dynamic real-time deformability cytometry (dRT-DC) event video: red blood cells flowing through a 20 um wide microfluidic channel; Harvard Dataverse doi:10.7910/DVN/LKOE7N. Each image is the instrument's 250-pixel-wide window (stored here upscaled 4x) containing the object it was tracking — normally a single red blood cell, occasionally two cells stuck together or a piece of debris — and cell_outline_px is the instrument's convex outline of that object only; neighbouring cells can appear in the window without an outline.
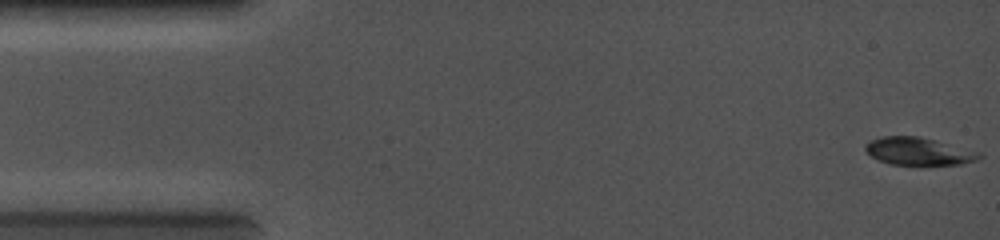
{"species": "common noctule bat (a hibernating species)", "species_latin": "Nyctalus noctula", "temperature_condition": "cold", "stored_images_in_passage": 31, "camera_frame_rate_fps": 5000, "um_per_image_px": 0.085, "animal": {"sex": "female", "body_mass_g": 19.0, "forearm_length_mm": 56.7}, "frame": {"image": 1, "passage_image": 1, "time_ms": 0.0, "image_size_px": [1000, 240], "cell_outline_px": [[984, 156], [976, 160], [960, 164], [888, 164], [872, 156], [864, 148], [864, 144], [880, 136], [920, 136], [936, 140], [980, 152]], "centroid_in_image_um": [78.08, 12.84], "position_along_channel_um": 6.9, "area_um2": 18.15}}
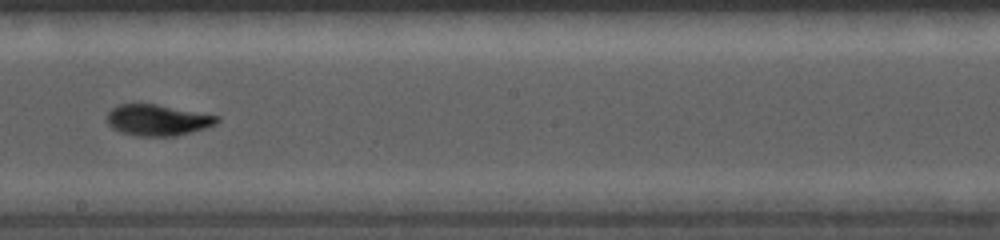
{"frame": {"image": 2, "passage_image": 18, "time_ms": 7.4, "image_size_px": [1000, 240], "cell_outline_px": [[220, 120], [216, 124], [204, 128], [176, 136], [136, 136], [120, 132], [112, 128], [108, 124], [108, 112], [112, 108], [120, 104], [156, 104], [220, 116]], "centroid_in_image_um": [13.4, 10.21], "position_along_channel_um": 234.8, "area_um2": 19.88}}
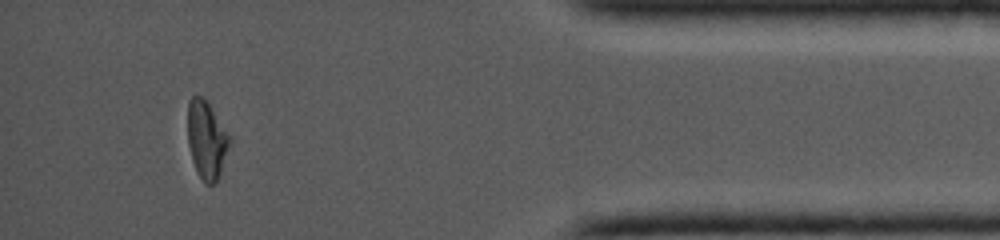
{"frame": {"image": 3, "passage_image": 29, "time_ms": 12.0, "image_size_px": [1000, 240], "cell_outline_px": [[232, 140], [220, 172], [216, 180], [212, 184], [204, 184], [196, 172], [192, 160], [188, 144], [188, 100], [192, 96], [200, 96], [208, 104]], "centroid_in_image_um": [17.54, 11.92], "position_along_channel_um": 417.7, "area_um2": 18.67}}